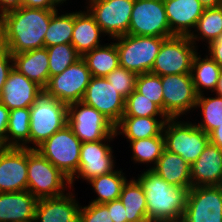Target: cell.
I'll use <instances>...</instances> for the list:
<instances>
[{
  "mask_svg": "<svg viewBox=\"0 0 222 222\" xmlns=\"http://www.w3.org/2000/svg\"><path fill=\"white\" fill-rule=\"evenodd\" d=\"M56 10L21 6L0 17V46L11 54L45 47L44 36Z\"/></svg>",
  "mask_w": 222,
  "mask_h": 222,
  "instance_id": "obj_1",
  "label": "cell"
},
{
  "mask_svg": "<svg viewBox=\"0 0 222 222\" xmlns=\"http://www.w3.org/2000/svg\"><path fill=\"white\" fill-rule=\"evenodd\" d=\"M138 176L137 180L146 195L149 222L183 218L188 188L171 185L149 168Z\"/></svg>",
  "mask_w": 222,
  "mask_h": 222,
  "instance_id": "obj_2",
  "label": "cell"
},
{
  "mask_svg": "<svg viewBox=\"0 0 222 222\" xmlns=\"http://www.w3.org/2000/svg\"><path fill=\"white\" fill-rule=\"evenodd\" d=\"M27 190L37 199L64 195L70 179L36 149L27 148ZM68 187V188H67Z\"/></svg>",
  "mask_w": 222,
  "mask_h": 222,
  "instance_id": "obj_3",
  "label": "cell"
},
{
  "mask_svg": "<svg viewBox=\"0 0 222 222\" xmlns=\"http://www.w3.org/2000/svg\"><path fill=\"white\" fill-rule=\"evenodd\" d=\"M68 105L49 96L45 91L35 99L30 107L29 143L36 149L55 132L67 125Z\"/></svg>",
  "mask_w": 222,
  "mask_h": 222,
  "instance_id": "obj_4",
  "label": "cell"
},
{
  "mask_svg": "<svg viewBox=\"0 0 222 222\" xmlns=\"http://www.w3.org/2000/svg\"><path fill=\"white\" fill-rule=\"evenodd\" d=\"M168 118L162 134L165 149L180 155L190 165L193 164L209 143V135L195 125V122Z\"/></svg>",
  "mask_w": 222,
  "mask_h": 222,
  "instance_id": "obj_5",
  "label": "cell"
},
{
  "mask_svg": "<svg viewBox=\"0 0 222 222\" xmlns=\"http://www.w3.org/2000/svg\"><path fill=\"white\" fill-rule=\"evenodd\" d=\"M165 39L130 34L113 39L116 41L120 67L137 75L151 72L156 56Z\"/></svg>",
  "mask_w": 222,
  "mask_h": 222,
  "instance_id": "obj_6",
  "label": "cell"
},
{
  "mask_svg": "<svg viewBox=\"0 0 222 222\" xmlns=\"http://www.w3.org/2000/svg\"><path fill=\"white\" fill-rule=\"evenodd\" d=\"M81 145L67 124L36 150L71 180L79 169Z\"/></svg>",
  "mask_w": 222,
  "mask_h": 222,
  "instance_id": "obj_7",
  "label": "cell"
},
{
  "mask_svg": "<svg viewBox=\"0 0 222 222\" xmlns=\"http://www.w3.org/2000/svg\"><path fill=\"white\" fill-rule=\"evenodd\" d=\"M67 124L82 143L116 137L115 125L83 101L68 105Z\"/></svg>",
  "mask_w": 222,
  "mask_h": 222,
  "instance_id": "obj_8",
  "label": "cell"
},
{
  "mask_svg": "<svg viewBox=\"0 0 222 222\" xmlns=\"http://www.w3.org/2000/svg\"><path fill=\"white\" fill-rule=\"evenodd\" d=\"M197 47L189 36L174 35L166 38L156 56L151 73L159 76L191 73Z\"/></svg>",
  "mask_w": 222,
  "mask_h": 222,
  "instance_id": "obj_9",
  "label": "cell"
},
{
  "mask_svg": "<svg viewBox=\"0 0 222 222\" xmlns=\"http://www.w3.org/2000/svg\"><path fill=\"white\" fill-rule=\"evenodd\" d=\"M86 4L103 35L115 39L128 34L134 0H88Z\"/></svg>",
  "mask_w": 222,
  "mask_h": 222,
  "instance_id": "obj_10",
  "label": "cell"
},
{
  "mask_svg": "<svg viewBox=\"0 0 222 222\" xmlns=\"http://www.w3.org/2000/svg\"><path fill=\"white\" fill-rule=\"evenodd\" d=\"M128 34L172 37L163 0H134Z\"/></svg>",
  "mask_w": 222,
  "mask_h": 222,
  "instance_id": "obj_11",
  "label": "cell"
},
{
  "mask_svg": "<svg viewBox=\"0 0 222 222\" xmlns=\"http://www.w3.org/2000/svg\"><path fill=\"white\" fill-rule=\"evenodd\" d=\"M91 73L81 57L62 73L51 76L44 91L51 97L67 105L82 101Z\"/></svg>",
  "mask_w": 222,
  "mask_h": 222,
  "instance_id": "obj_12",
  "label": "cell"
},
{
  "mask_svg": "<svg viewBox=\"0 0 222 222\" xmlns=\"http://www.w3.org/2000/svg\"><path fill=\"white\" fill-rule=\"evenodd\" d=\"M164 113L168 118H180L181 115L195 110L197 93L194 88L191 73L163 75Z\"/></svg>",
  "mask_w": 222,
  "mask_h": 222,
  "instance_id": "obj_13",
  "label": "cell"
},
{
  "mask_svg": "<svg viewBox=\"0 0 222 222\" xmlns=\"http://www.w3.org/2000/svg\"><path fill=\"white\" fill-rule=\"evenodd\" d=\"M182 219L185 222H222V185L191 187Z\"/></svg>",
  "mask_w": 222,
  "mask_h": 222,
  "instance_id": "obj_14",
  "label": "cell"
},
{
  "mask_svg": "<svg viewBox=\"0 0 222 222\" xmlns=\"http://www.w3.org/2000/svg\"><path fill=\"white\" fill-rule=\"evenodd\" d=\"M115 140L113 138H105L95 142L82 143L80 151L79 169L76 175L70 180L71 188L78 178L89 182L96 176L107 174L115 169V158L113 155V147L108 142ZM107 142V143H106Z\"/></svg>",
  "mask_w": 222,
  "mask_h": 222,
  "instance_id": "obj_15",
  "label": "cell"
},
{
  "mask_svg": "<svg viewBox=\"0 0 222 222\" xmlns=\"http://www.w3.org/2000/svg\"><path fill=\"white\" fill-rule=\"evenodd\" d=\"M82 101L116 125L124 114L125 98L105 77H91Z\"/></svg>",
  "mask_w": 222,
  "mask_h": 222,
  "instance_id": "obj_16",
  "label": "cell"
},
{
  "mask_svg": "<svg viewBox=\"0 0 222 222\" xmlns=\"http://www.w3.org/2000/svg\"><path fill=\"white\" fill-rule=\"evenodd\" d=\"M27 148H0V193L27 190Z\"/></svg>",
  "mask_w": 222,
  "mask_h": 222,
  "instance_id": "obj_17",
  "label": "cell"
},
{
  "mask_svg": "<svg viewBox=\"0 0 222 222\" xmlns=\"http://www.w3.org/2000/svg\"><path fill=\"white\" fill-rule=\"evenodd\" d=\"M42 91L39 85L13 67L0 94V103L9 110L30 108Z\"/></svg>",
  "mask_w": 222,
  "mask_h": 222,
  "instance_id": "obj_18",
  "label": "cell"
},
{
  "mask_svg": "<svg viewBox=\"0 0 222 222\" xmlns=\"http://www.w3.org/2000/svg\"><path fill=\"white\" fill-rule=\"evenodd\" d=\"M74 195L68 191L58 197L38 199L34 222H82L80 205Z\"/></svg>",
  "mask_w": 222,
  "mask_h": 222,
  "instance_id": "obj_19",
  "label": "cell"
},
{
  "mask_svg": "<svg viewBox=\"0 0 222 222\" xmlns=\"http://www.w3.org/2000/svg\"><path fill=\"white\" fill-rule=\"evenodd\" d=\"M163 3L171 34L190 36L205 7L199 0H163Z\"/></svg>",
  "mask_w": 222,
  "mask_h": 222,
  "instance_id": "obj_20",
  "label": "cell"
},
{
  "mask_svg": "<svg viewBox=\"0 0 222 222\" xmlns=\"http://www.w3.org/2000/svg\"><path fill=\"white\" fill-rule=\"evenodd\" d=\"M192 187L222 185V150L209 142L191 164Z\"/></svg>",
  "mask_w": 222,
  "mask_h": 222,
  "instance_id": "obj_21",
  "label": "cell"
},
{
  "mask_svg": "<svg viewBox=\"0 0 222 222\" xmlns=\"http://www.w3.org/2000/svg\"><path fill=\"white\" fill-rule=\"evenodd\" d=\"M37 201L28 190L0 193V222H34Z\"/></svg>",
  "mask_w": 222,
  "mask_h": 222,
  "instance_id": "obj_22",
  "label": "cell"
},
{
  "mask_svg": "<svg viewBox=\"0 0 222 222\" xmlns=\"http://www.w3.org/2000/svg\"><path fill=\"white\" fill-rule=\"evenodd\" d=\"M12 56L14 68L44 90L50 79L47 49L44 47Z\"/></svg>",
  "mask_w": 222,
  "mask_h": 222,
  "instance_id": "obj_23",
  "label": "cell"
},
{
  "mask_svg": "<svg viewBox=\"0 0 222 222\" xmlns=\"http://www.w3.org/2000/svg\"><path fill=\"white\" fill-rule=\"evenodd\" d=\"M103 32L96 23L93 15L88 11L74 12V28L71 44L83 56L86 52L101 46L100 37Z\"/></svg>",
  "mask_w": 222,
  "mask_h": 222,
  "instance_id": "obj_24",
  "label": "cell"
},
{
  "mask_svg": "<svg viewBox=\"0 0 222 222\" xmlns=\"http://www.w3.org/2000/svg\"><path fill=\"white\" fill-rule=\"evenodd\" d=\"M152 170L171 185L188 189L192 187L191 165L176 153L164 149Z\"/></svg>",
  "mask_w": 222,
  "mask_h": 222,
  "instance_id": "obj_25",
  "label": "cell"
},
{
  "mask_svg": "<svg viewBox=\"0 0 222 222\" xmlns=\"http://www.w3.org/2000/svg\"><path fill=\"white\" fill-rule=\"evenodd\" d=\"M166 121L157 117L122 116L115 125V134L117 137L123 134L127 141L160 136Z\"/></svg>",
  "mask_w": 222,
  "mask_h": 222,
  "instance_id": "obj_26",
  "label": "cell"
},
{
  "mask_svg": "<svg viewBox=\"0 0 222 222\" xmlns=\"http://www.w3.org/2000/svg\"><path fill=\"white\" fill-rule=\"evenodd\" d=\"M119 199L126 210L127 222H149L146 195L135 177L124 183Z\"/></svg>",
  "mask_w": 222,
  "mask_h": 222,
  "instance_id": "obj_27",
  "label": "cell"
},
{
  "mask_svg": "<svg viewBox=\"0 0 222 222\" xmlns=\"http://www.w3.org/2000/svg\"><path fill=\"white\" fill-rule=\"evenodd\" d=\"M221 70L222 68L210 55L206 54L202 58L198 53L195 54L191 68V77L197 95H201L207 90H211L208 92L215 91ZM204 89L206 90L204 91Z\"/></svg>",
  "mask_w": 222,
  "mask_h": 222,
  "instance_id": "obj_28",
  "label": "cell"
},
{
  "mask_svg": "<svg viewBox=\"0 0 222 222\" xmlns=\"http://www.w3.org/2000/svg\"><path fill=\"white\" fill-rule=\"evenodd\" d=\"M110 43H104L82 56L91 76L106 77L112 70L120 66L116 44L115 42Z\"/></svg>",
  "mask_w": 222,
  "mask_h": 222,
  "instance_id": "obj_29",
  "label": "cell"
},
{
  "mask_svg": "<svg viewBox=\"0 0 222 222\" xmlns=\"http://www.w3.org/2000/svg\"><path fill=\"white\" fill-rule=\"evenodd\" d=\"M124 175L123 170L115 169L107 174L91 179L88 183L92 186L98 197L90 202L104 204L119 199L122 187L127 181V177Z\"/></svg>",
  "mask_w": 222,
  "mask_h": 222,
  "instance_id": "obj_30",
  "label": "cell"
},
{
  "mask_svg": "<svg viewBox=\"0 0 222 222\" xmlns=\"http://www.w3.org/2000/svg\"><path fill=\"white\" fill-rule=\"evenodd\" d=\"M30 135V108L10 110L6 147L28 148ZM28 144V145H27Z\"/></svg>",
  "mask_w": 222,
  "mask_h": 222,
  "instance_id": "obj_31",
  "label": "cell"
},
{
  "mask_svg": "<svg viewBox=\"0 0 222 222\" xmlns=\"http://www.w3.org/2000/svg\"><path fill=\"white\" fill-rule=\"evenodd\" d=\"M195 32V33H194ZM198 33V34H197ZM222 34V5L219 7L205 8L198 19L195 30L189 38L196 45V41L202 40L209 45Z\"/></svg>",
  "mask_w": 222,
  "mask_h": 222,
  "instance_id": "obj_32",
  "label": "cell"
},
{
  "mask_svg": "<svg viewBox=\"0 0 222 222\" xmlns=\"http://www.w3.org/2000/svg\"><path fill=\"white\" fill-rule=\"evenodd\" d=\"M58 14L60 13L56 10L51 16L49 27L44 36L45 48L59 44H71L74 12Z\"/></svg>",
  "mask_w": 222,
  "mask_h": 222,
  "instance_id": "obj_33",
  "label": "cell"
},
{
  "mask_svg": "<svg viewBox=\"0 0 222 222\" xmlns=\"http://www.w3.org/2000/svg\"><path fill=\"white\" fill-rule=\"evenodd\" d=\"M205 93L197 96L195 109L200 108L202 121L195 125L209 134L219 125H222V97H205Z\"/></svg>",
  "mask_w": 222,
  "mask_h": 222,
  "instance_id": "obj_34",
  "label": "cell"
},
{
  "mask_svg": "<svg viewBox=\"0 0 222 222\" xmlns=\"http://www.w3.org/2000/svg\"><path fill=\"white\" fill-rule=\"evenodd\" d=\"M129 142L133 155L131 160L135 161V163H146L147 165L150 163L149 169H152L157 164L158 159L165 149L163 134ZM151 164L153 165L151 166Z\"/></svg>",
  "mask_w": 222,
  "mask_h": 222,
  "instance_id": "obj_35",
  "label": "cell"
},
{
  "mask_svg": "<svg viewBox=\"0 0 222 222\" xmlns=\"http://www.w3.org/2000/svg\"><path fill=\"white\" fill-rule=\"evenodd\" d=\"M123 116L159 117L161 120L168 119L164 111L157 104L136 90L125 99Z\"/></svg>",
  "mask_w": 222,
  "mask_h": 222,
  "instance_id": "obj_36",
  "label": "cell"
},
{
  "mask_svg": "<svg viewBox=\"0 0 222 222\" xmlns=\"http://www.w3.org/2000/svg\"><path fill=\"white\" fill-rule=\"evenodd\" d=\"M49 57V73L56 76L79 60L82 56L72 44H59L46 47Z\"/></svg>",
  "mask_w": 222,
  "mask_h": 222,
  "instance_id": "obj_37",
  "label": "cell"
},
{
  "mask_svg": "<svg viewBox=\"0 0 222 222\" xmlns=\"http://www.w3.org/2000/svg\"><path fill=\"white\" fill-rule=\"evenodd\" d=\"M135 90L146 96L164 111L163 87L161 77L151 72L138 74Z\"/></svg>",
  "mask_w": 222,
  "mask_h": 222,
  "instance_id": "obj_38",
  "label": "cell"
},
{
  "mask_svg": "<svg viewBox=\"0 0 222 222\" xmlns=\"http://www.w3.org/2000/svg\"><path fill=\"white\" fill-rule=\"evenodd\" d=\"M105 78L125 99L135 90L137 74L123 67L112 70Z\"/></svg>",
  "mask_w": 222,
  "mask_h": 222,
  "instance_id": "obj_39",
  "label": "cell"
},
{
  "mask_svg": "<svg viewBox=\"0 0 222 222\" xmlns=\"http://www.w3.org/2000/svg\"><path fill=\"white\" fill-rule=\"evenodd\" d=\"M79 212L82 222H113L105 204L89 202L86 206H80Z\"/></svg>",
  "mask_w": 222,
  "mask_h": 222,
  "instance_id": "obj_40",
  "label": "cell"
},
{
  "mask_svg": "<svg viewBox=\"0 0 222 222\" xmlns=\"http://www.w3.org/2000/svg\"><path fill=\"white\" fill-rule=\"evenodd\" d=\"M13 67L12 54L6 48L0 46V94Z\"/></svg>",
  "mask_w": 222,
  "mask_h": 222,
  "instance_id": "obj_41",
  "label": "cell"
},
{
  "mask_svg": "<svg viewBox=\"0 0 222 222\" xmlns=\"http://www.w3.org/2000/svg\"><path fill=\"white\" fill-rule=\"evenodd\" d=\"M110 212V218L113 222H127L126 210L120 199L104 203Z\"/></svg>",
  "mask_w": 222,
  "mask_h": 222,
  "instance_id": "obj_42",
  "label": "cell"
},
{
  "mask_svg": "<svg viewBox=\"0 0 222 222\" xmlns=\"http://www.w3.org/2000/svg\"><path fill=\"white\" fill-rule=\"evenodd\" d=\"M62 5L60 0H22L23 7L38 8L45 10H58Z\"/></svg>",
  "mask_w": 222,
  "mask_h": 222,
  "instance_id": "obj_43",
  "label": "cell"
},
{
  "mask_svg": "<svg viewBox=\"0 0 222 222\" xmlns=\"http://www.w3.org/2000/svg\"><path fill=\"white\" fill-rule=\"evenodd\" d=\"M10 110L0 103V145L6 147L7 128L9 123Z\"/></svg>",
  "mask_w": 222,
  "mask_h": 222,
  "instance_id": "obj_44",
  "label": "cell"
},
{
  "mask_svg": "<svg viewBox=\"0 0 222 222\" xmlns=\"http://www.w3.org/2000/svg\"><path fill=\"white\" fill-rule=\"evenodd\" d=\"M208 55L222 68V34L207 46Z\"/></svg>",
  "mask_w": 222,
  "mask_h": 222,
  "instance_id": "obj_45",
  "label": "cell"
},
{
  "mask_svg": "<svg viewBox=\"0 0 222 222\" xmlns=\"http://www.w3.org/2000/svg\"><path fill=\"white\" fill-rule=\"evenodd\" d=\"M22 6V0H0V17L9 11L19 9Z\"/></svg>",
  "mask_w": 222,
  "mask_h": 222,
  "instance_id": "obj_46",
  "label": "cell"
},
{
  "mask_svg": "<svg viewBox=\"0 0 222 222\" xmlns=\"http://www.w3.org/2000/svg\"><path fill=\"white\" fill-rule=\"evenodd\" d=\"M208 135H209V142L218 146L222 150V125H219Z\"/></svg>",
  "mask_w": 222,
  "mask_h": 222,
  "instance_id": "obj_47",
  "label": "cell"
},
{
  "mask_svg": "<svg viewBox=\"0 0 222 222\" xmlns=\"http://www.w3.org/2000/svg\"><path fill=\"white\" fill-rule=\"evenodd\" d=\"M205 8L219 7L222 5V0H199Z\"/></svg>",
  "mask_w": 222,
  "mask_h": 222,
  "instance_id": "obj_48",
  "label": "cell"
},
{
  "mask_svg": "<svg viewBox=\"0 0 222 222\" xmlns=\"http://www.w3.org/2000/svg\"><path fill=\"white\" fill-rule=\"evenodd\" d=\"M214 93L216 95L222 97V70H221V73L219 75L218 84H217V87H216Z\"/></svg>",
  "mask_w": 222,
  "mask_h": 222,
  "instance_id": "obj_49",
  "label": "cell"
},
{
  "mask_svg": "<svg viewBox=\"0 0 222 222\" xmlns=\"http://www.w3.org/2000/svg\"><path fill=\"white\" fill-rule=\"evenodd\" d=\"M161 222H185L182 218L177 220L161 221Z\"/></svg>",
  "mask_w": 222,
  "mask_h": 222,
  "instance_id": "obj_50",
  "label": "cell"
},
{
  "mask_svg": "<svg viewBox=\"0 0 222 222\" xmlns=\"http://www.w3.org/2000/svg\"><path fill=\"white\" fill-rule=\"evenodd\" d=\"M61 1V3H63L64 4V2H66L67 0H60ZM69 1V0H68ZM86 1H88V0H86Z\"/></svg>",
  "mask_w": 222,
  "mask_h": 222,
  "instance_id": "obj_51",
  "label": "cell"
}]
</instances>
